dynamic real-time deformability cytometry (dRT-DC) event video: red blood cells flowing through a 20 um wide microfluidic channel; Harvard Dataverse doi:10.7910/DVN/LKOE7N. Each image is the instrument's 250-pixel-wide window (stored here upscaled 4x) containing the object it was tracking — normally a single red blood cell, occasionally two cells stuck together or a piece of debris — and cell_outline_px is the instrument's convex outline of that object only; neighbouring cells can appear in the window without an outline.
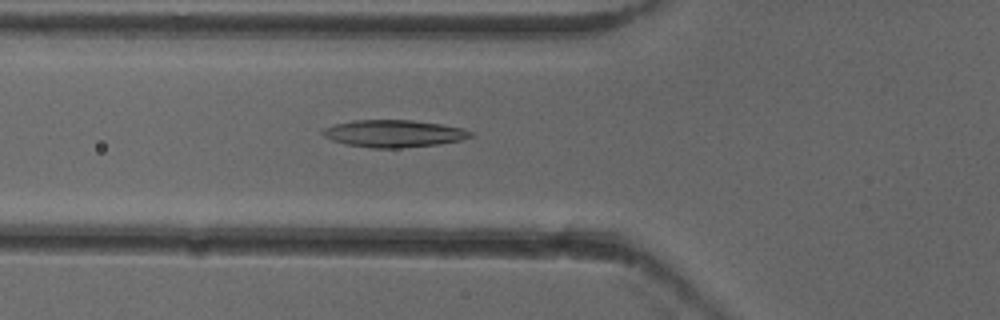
{"species": "common noctule bat (a hibernating species)", "species_latin": "Nyctalus noctula", "temperature_condition": "cold", "stored_images_in_passage": 52, "camera_frame_rate_fps": 3000, "um_per_image_px": 0.085, "animal": {"sex": "female"}, "frame": {"image": 1, "passage_image": 19, "time_ms": 6.0, "image_size_px": [1000, 320], "cell_outline_px": [[476, 136], [460, 140], [440, 144], [400, 148], [372, 148], [344, 144], [332, 140], [324, 136], [320, 132], [324, 128], [336, 124], [356, 120], [412, 120], [440, 124], [464, 128], [476, 132]], "centroid_in_image_um": [33.53, 11.35], "position_along_channel_um": 92.3, "area_um2": 23.64}}
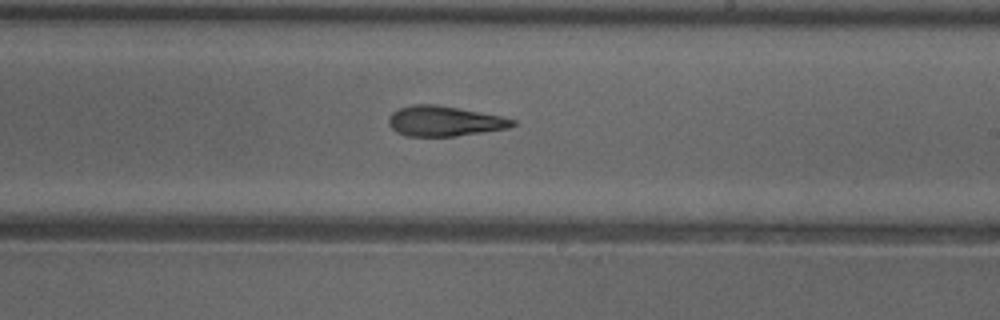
{"frame": {"image": 2, "passage_image": 31, "time_ms": 10.0, "image_size_px": [1000, 320], "cell_outline_px": [[516, 124], [508, 128], [456, 136], [408, 136], [396, 132], [388, 124], [388, 116], [392, 112], [400, 108], [416, 104], [436, 104], [504, 116], [516, 120]], "centroid_in_image_um": [37.78, 10.29], "position_along_channel_um": 251.2, "area_um2": 21.85}}
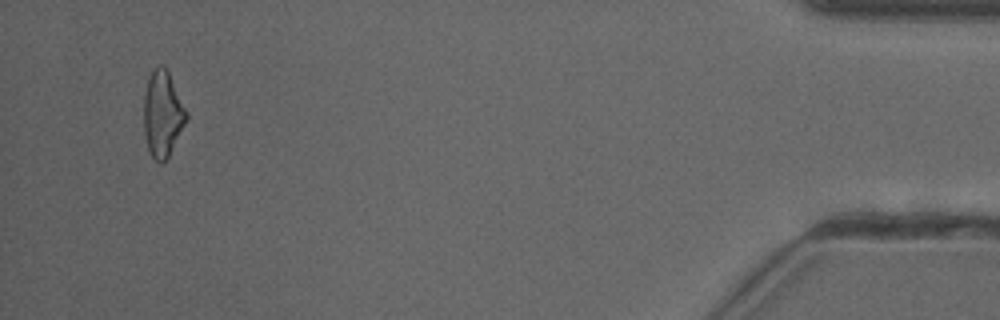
{"frame": {"image": 3, "passage_image": 50, "time_ms": 16.333, "image_size_px": [1000, 320], "cell_outline_px": [[188, 120], [168, 156], [160, 164], [152, 156], [148, 148], [144, 136], [144, 92], [148, 76], [152, 68], [160, 64], [164, 64], [188, 112]], "centroid_in_image_um": [13.82, 9.64], "position_along_channel_um": 421.4, "area_um2": 21.5}, "authors_computed_cell_mechanics": {"area_um2": 22.3397, "velocity_mm_per_s": 3.9531, "shape_relaxation_time_tau1_ms": 6.9615, "shape_relaxation_time_tau2_ms": 4.9085, "deformation_change_tau1": 0.1691, "deformation_change_tau2": 0.1673}}